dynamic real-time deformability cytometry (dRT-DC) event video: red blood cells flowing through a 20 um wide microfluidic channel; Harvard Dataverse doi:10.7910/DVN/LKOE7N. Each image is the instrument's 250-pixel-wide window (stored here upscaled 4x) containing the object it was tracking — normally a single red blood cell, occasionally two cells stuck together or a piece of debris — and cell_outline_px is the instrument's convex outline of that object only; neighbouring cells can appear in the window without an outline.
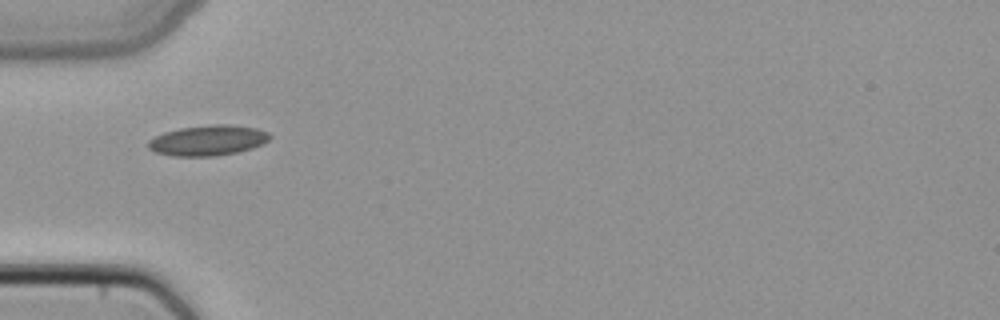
{"species": "common noctule bat (a hibernating species)", "species_latin": "Nyctalus noctula", "temperature_condition": "cold", "stored_images_in_passage": 34, "camera_frame_rate_fps": 3000, "um_per_image_px": 0.085, "animal": {"sex": "female", "body_mass_g": 22.7, "forearm_length_mm": 54.2}, "frame": {"image": 1, "passage_image": 1, "time_ms": 0.0, "image_size_px": [1000, 320], "cell_outline_px": [[272, 136], [268, 140], [252, 148], [236, 152], [216, 156], [172, 156], [156, 152], [148, 148], [148, 140], [164, 132], [180, 128], [216, 124], [228, 124], [256, 128], [268, 132]], "centroid_in_image_um": [17.66, 11.93], "position_along_channel_um": 67.3, "area_um2": 21.39}}
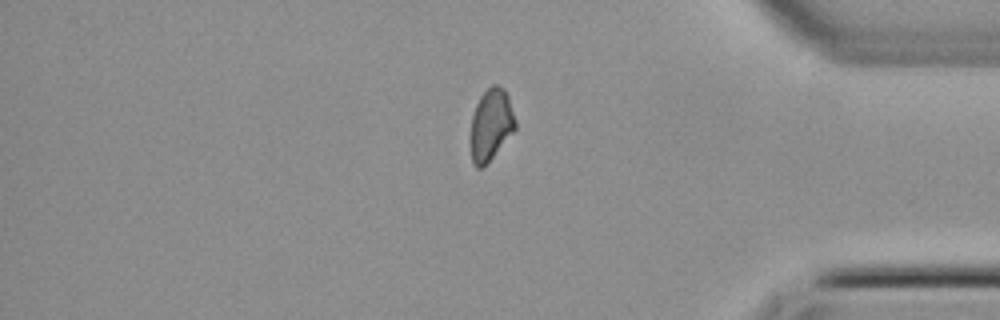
{"frame": {"image": 2, "passage_image": 26, "time_ms": 8.333, "image_size_px": [1000, 320], "cell_outline_px": [[516, 128], [488, 164], [484, 168], [476, 168], [472, 164], [472, 116], [476, 104], [480, 96], [492, 84], [496, 84], [504, 88], [508, 96], [516, 120]], "centroid_in_image_um": [41.75, 10.61], "position_along_channel_um": 393.5, "area_um2": 18.67}}
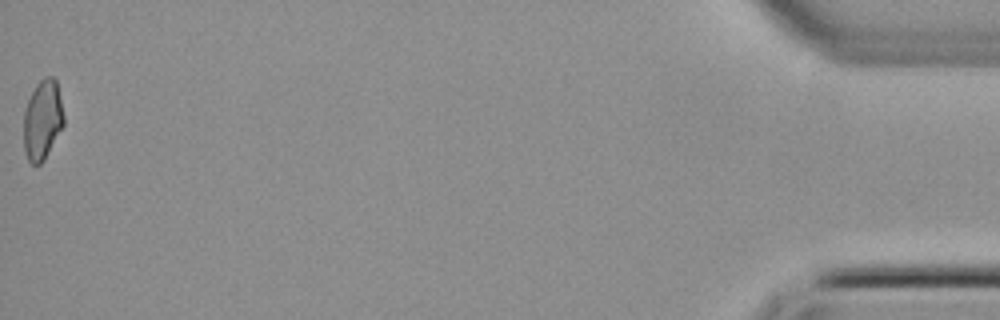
{"frame": {"image": 3, "passage_image": 34, "time_ms": 11.0, "image_size_px": [1000, 320], "cell_outline_px": [[64, 124], [44, 160], [40, 164], [32, 164], [28, 160], [24, 148], [24, 108], [36, 84], [44, 76], [52, 76], [56, 80], [64, 116]], "centroid_in_image_um": [3.61, 10.18], "position_along_channel_um": 431.6, "area_um2": 18.55}}